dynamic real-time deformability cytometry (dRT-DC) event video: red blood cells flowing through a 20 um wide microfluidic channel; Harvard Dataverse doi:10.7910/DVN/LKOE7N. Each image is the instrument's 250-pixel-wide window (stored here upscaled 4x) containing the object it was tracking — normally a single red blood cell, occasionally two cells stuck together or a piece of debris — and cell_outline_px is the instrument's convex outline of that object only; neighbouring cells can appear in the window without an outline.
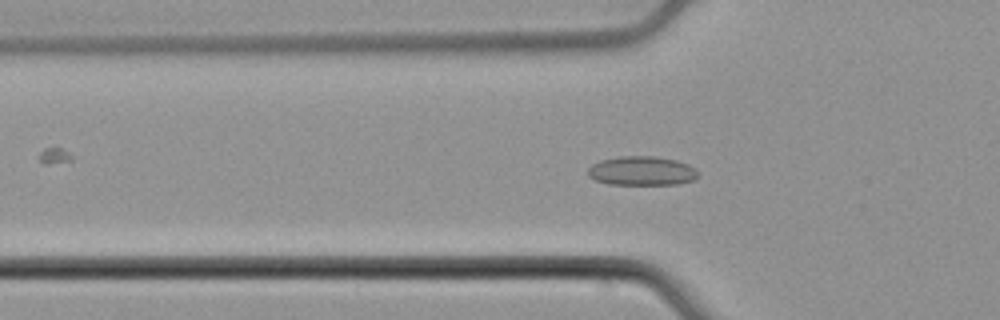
{"species": "common noctule bat (a hibernating species)", "species_latin": "Nyctalus noctula", "temperature_condition": "cold", "stored_images_in_passage": 51, "camera_frame_rate_fps": 3000, "um_per_image_px": 0.085, "animal": {"sex": "male", "body_mass_g": 21.5, "forearm_length_mm": 52.0}, "frame": {"image": 1, "passage_image": 18, "time_ms": 5.667, "image_size_px": [1000, 320], "cell_outline_px": [[696, 176], [692, 180], [676, 184], [608, 184], [592, 180], [588, 176], [588, 168], [592, 164], [600, 160], [620, 156], [656, 156], [676, 160], [688, 164], [696, 168]], "centroid_in_image_um": [54.49, 14.52], "position_along_channel_um": 71.3, "area_um2": 18.73}}
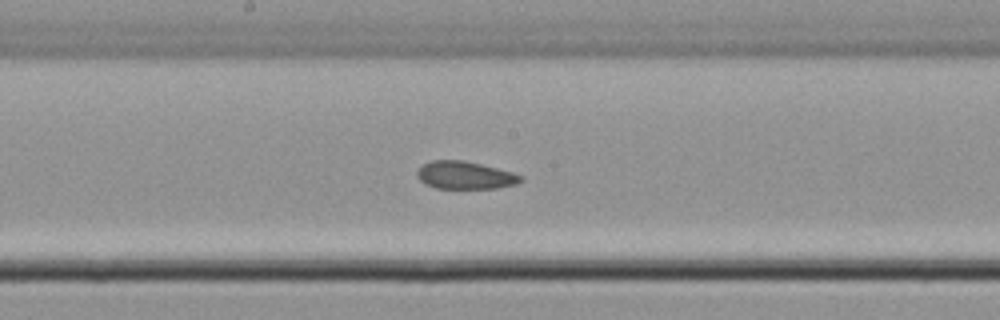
{"frame": {"image": 2, "passage_image": 29, "time_ms": 9.333, "image_size_px": [1000, 320], "cell_outline_px": [[524, 180], [516, 184], [496, 188], [436, 188], [424, 184], [416, 176], [416, 172], [420, 164], [432, 160], [464, 160], [512, 172], [524, 176]], "centroid_in_image_um": [39.49, 14.89], "position_along_channel_um": 208.7, "area_um2": 16.88}}
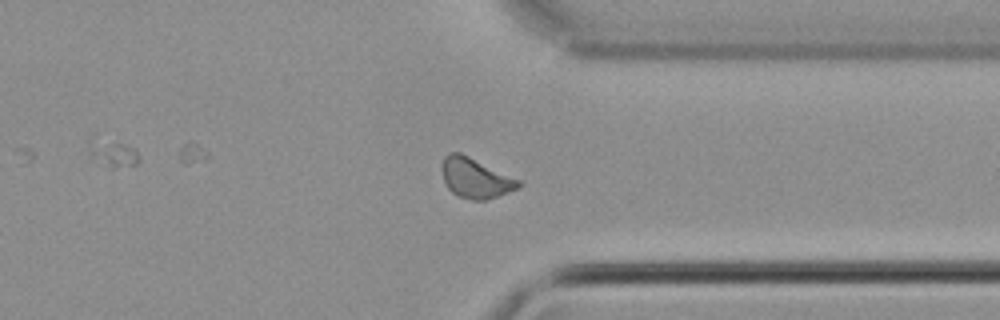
{"frame": {"image": 3, "passage_image": 42, "time_ms": 13.667, "image_size_px": [1000, 320], "cell_outline_px": [[524, 184], [520, 188], [484, 200], [472, 200], [456, 196], [448, 188], [444, 180], [440, 168], [444, 156], [448, 152], [460, 152], [520, 180]], "centroid_in_image_um": [40.4, 15.13], "position_along_channel_um": 371.0, "area_um2": 17.98}}